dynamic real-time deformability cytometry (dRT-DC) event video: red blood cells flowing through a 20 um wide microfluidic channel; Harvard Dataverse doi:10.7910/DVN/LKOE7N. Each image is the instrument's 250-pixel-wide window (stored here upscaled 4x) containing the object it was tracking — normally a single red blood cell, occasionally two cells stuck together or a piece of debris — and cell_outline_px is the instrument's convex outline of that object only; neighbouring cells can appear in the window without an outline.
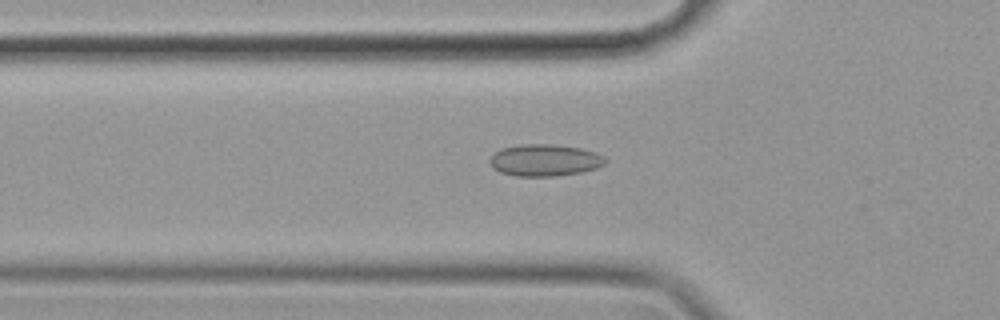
{"species": "common noctule bat (a hibernating species)", "species_latin": "Nyctalus noctula", "temperature_condition": "cold", "stored_images_in_passage": 41, "camera_frame_rate_fps": 3000, "um_per_image_px": 0.085, "animal": {"sex": "female", "body_mass_g": 19.9}, "frame": {"image": 1, "passage_image": 3, "time_ms": 0.667, "image_size_px": [1000, 320], "cell_outline_px": [[608, 160], [604, 164], [596, 168], [580, 172], [556, 176], [516, 176], [500, 172], [492, 168], [488, 160], [496, 152], [504, 148], [524, 144], [552, 144], [580, 148], [596, 152], [604, 156]], "centroid_in_image_um": [46.32, 13.62], "position_along_channel_um": 79.5, "area_um2": 21.39}}
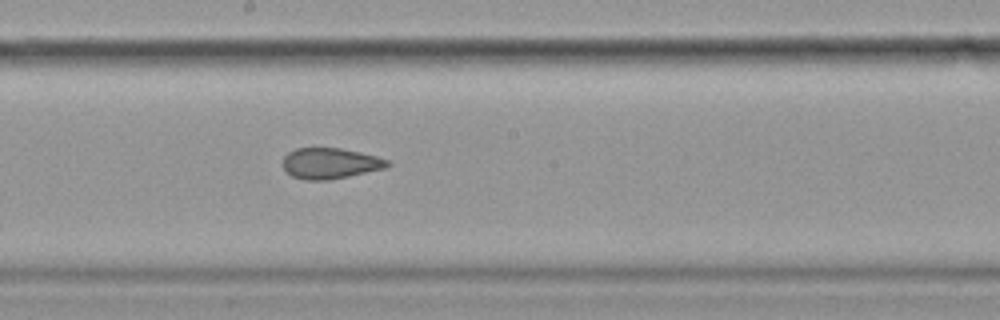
{"frame": {"image": 2, "passage_image": 15, "time_ms": 4.667, "image_size_px": [1000, 320], "cell_outline_px": [[392, 164], [384, 168], [348, 176], [328, 180], [308, 180], [292, 176], [284, 168], [284, 156], [288, 152], [296, 148], [340, 148], [360, 152], [376, 156], [388, 160]], "centroid_in_image_um": [28.07, 13.87], "position_along_channel_um": 220.1, "area_um2": 18.55}}
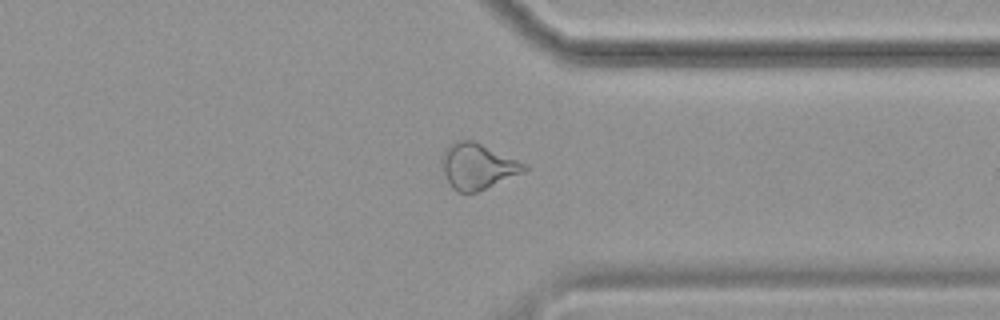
{"frame": {"image": 3, "passage_image": 28, "time_ms": 9.0, "image_size_px": [1000, 320], "cell_outline_px": [[528, 168], [524, 172], [476, 192], [460, 192], [452, 188], [444, 172], [440, 160], [448, 144], [460, 140], [476, 140], [524, 164]], "centroid_in_image_um": [40.56, 14.11], "position_along_channel_um": 370.8, "area_um2": 21.62}, "authors_computed_cell_mechanics": {"area_um2": 20.1722, "velocity_mm_per_s": 3.5156, "shape_relaxation_time_tau1_ms": null, "shape_relaxation_time_tau2_ms": 2.4889, "deformation_change_tau1": null, "deformation_change_tau2": 0.0888}}